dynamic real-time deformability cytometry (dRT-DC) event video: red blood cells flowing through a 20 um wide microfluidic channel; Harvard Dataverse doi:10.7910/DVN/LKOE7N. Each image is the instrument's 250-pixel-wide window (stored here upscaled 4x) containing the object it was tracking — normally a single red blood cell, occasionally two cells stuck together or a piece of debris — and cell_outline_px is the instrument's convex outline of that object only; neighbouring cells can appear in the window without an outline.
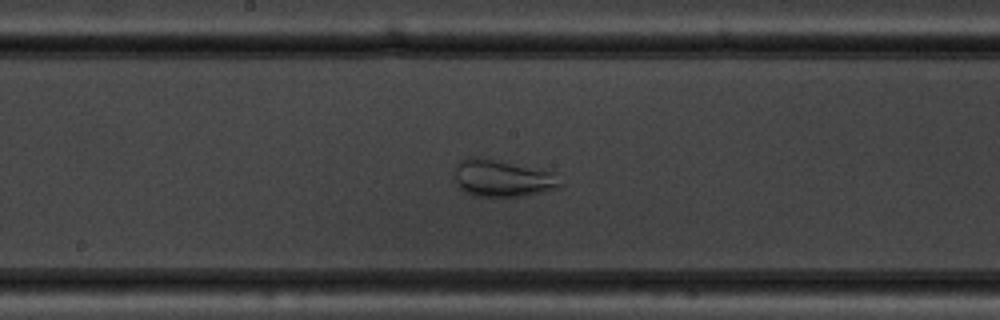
{"species": "common noctule bat (a hibernating species)", "species_latin": "Nyctalus noctula", "temperature_condition": "warm", "stored_images_in_passage": 47, "camera_frame_rate_fps": 3000, "um_per_image_px": 0.085, "animal": {"sex": "male", "body_mass_g": 19.5, "forearm_length_mm": 54.6}, "frame": {"image": 1, "passage_image": 27, "time_ms": 8.667, "image_size_px": [1000, 320], "cell_outline_px": [[560, 188], [528, 196], [472, 196], [460, 188], [456, 184], [456, 164], [460, 160], [468, 156], [484, 156], [552, 172], [560, 184]], "centroid_in_image_um": [42.66, 15.14], "position_along_channel_um": 205.5, "area_um2": 23.0}}